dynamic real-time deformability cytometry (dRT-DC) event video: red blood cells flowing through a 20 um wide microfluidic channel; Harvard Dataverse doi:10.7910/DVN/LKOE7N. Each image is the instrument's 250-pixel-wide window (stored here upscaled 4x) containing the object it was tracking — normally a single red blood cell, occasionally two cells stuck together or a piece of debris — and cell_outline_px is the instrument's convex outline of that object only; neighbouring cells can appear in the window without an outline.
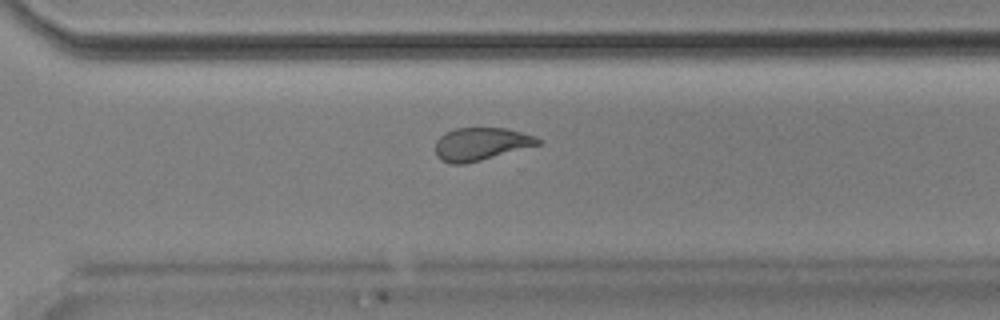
{"species": "Egyptian fruit bat (a non-hibernating species)", "species_latin": "Rousettus aegyptiacus", "temperature_condition": "room temperature", "stored_images_in_passage": 52, "camera_frame_rate_fps": 3000, "um_per_image_px": 0.085, "animal": {"sex": "male"}, "frame": {"image": 1, "passage_image": 37, "time_ms": 12.0, "image_size_px": [1000, 320], "cell_outline_px": [[540, 144], [480, 160], [464, 164], [452, 164], [440, 160], [436, 156], [436, 140], [444, 132], [456, 128], [508, 128], [536, 136], [540, 140]], "centroid_in_image_um": [40.84, 12.23], "position_along_channel_um": 329.8, "area_um2": 19.54}, "authors_computed_cell_mechanics": {"area_um2": 21.386, "velocity_mm_per_s": 3.886, "shape_relaxation_time_tau1_ms": 6.3315, "shape_relaxation_time_tau2_ms": 1.3505, "deformation_change_tau1": 0.1585, "deformation_change_tau2": 0.0706}}